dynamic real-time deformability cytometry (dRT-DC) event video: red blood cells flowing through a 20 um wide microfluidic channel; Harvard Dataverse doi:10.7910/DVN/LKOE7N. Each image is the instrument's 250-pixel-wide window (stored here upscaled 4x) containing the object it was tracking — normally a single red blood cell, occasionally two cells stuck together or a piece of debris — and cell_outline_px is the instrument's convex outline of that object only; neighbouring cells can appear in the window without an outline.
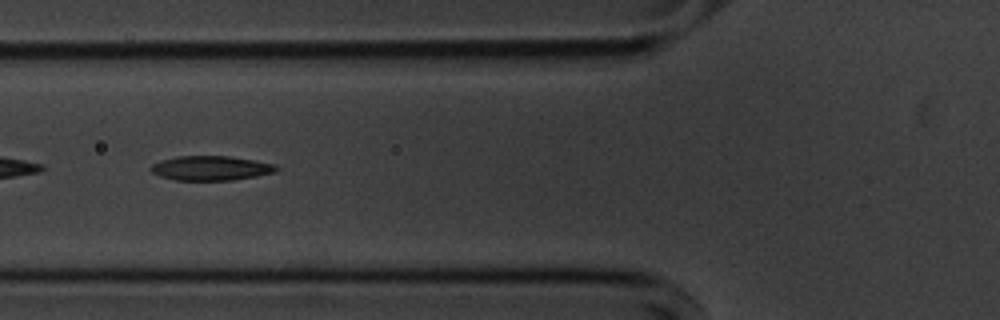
{"species": "common noctule bat (a hibernating species)", "species_latin": "Nyctalus noctula", "temperature_condition": "cold", "stored_images_in_passage": 53, "camera_frame_rate_fps": 3000, "um_per_image_px": 0.085, "animal": {"sex": "male", "body_mass_g": 20.1, "forearm_length_mm": 53.5}, "frame": {"image": 1, "passage_image": 18, "time_ms": 5.667, "image_size_px": [1000, 320], "cell_outline_px": [[280, 168], [276, 172], [256, 176], [232, 180], [176, 180], [160, 176], [152, 172], [148, 168], [152, 164], [160, 160], [176, 156], [228, 156], [276, 164]], "centroid_in_image_um": [17.91, 14.29], "position_along_channel_um": 107.9, "area_um2": 17.98}}
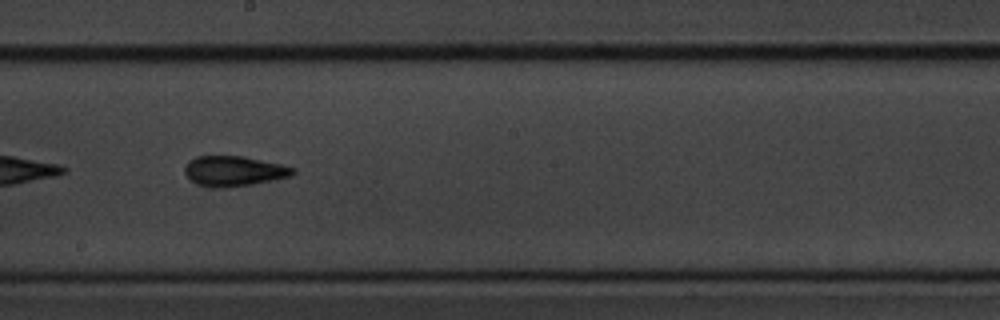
{"frame": {"image": 2, "passage_image": 28, "time_ms": 9.0, "image_size_px": [1000, 320], "cell_outline_px": [[296, 172], [292, 176], [252, 184], [228, 188], [216, 188], [200, 184], [192, 180], [184, 172], [184, 168], [188, 160], [196, 156], [244, 156], [280, 164], [296, 168]], "centroid_in_image_um": [19.9, 14.53], "position_along_channel_um": 228.3, "area_um2": 19.02}}
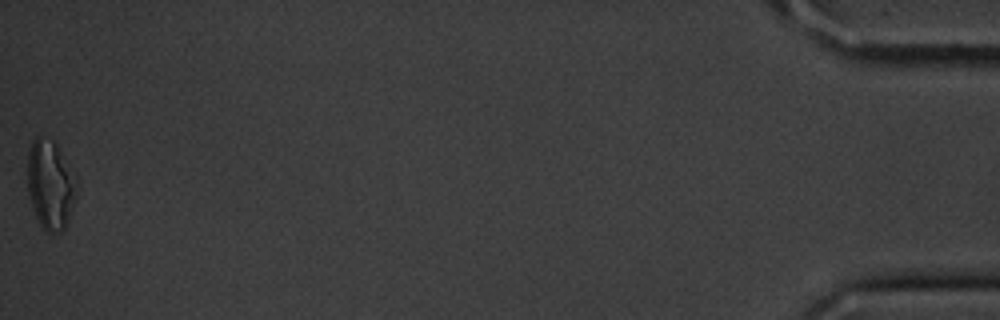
{"frame": {"image": 3, "passage_image": 53, "time_ms": 17.333, "image_size_px": [1000, 320], "cell_outline_px": [[76, 196], [64, 228], [60, 232], [52, 236], [40, 224], [36, 216], [28, 196], [28, 152], [32, 140], [36, 136], [40, 136], [52, 140], [56, 144], [76, 176]], "centroid_in_image_um": [4.27, 15.7], "position_along_channel_um": 430.9, "area_um2": 25.43}, "authors_computed_cell_mechanics": {"area_um2": 18.4382, "velocity_mm_per_s": 3.5942, "shape_relaxation_time_tau1_ms": 7.0199, "shape_relaxation_time_tau2_ms": 3.3282, "deformation_change_tau1": 0.1985, "deformation_change_tau2": 0.1253}}